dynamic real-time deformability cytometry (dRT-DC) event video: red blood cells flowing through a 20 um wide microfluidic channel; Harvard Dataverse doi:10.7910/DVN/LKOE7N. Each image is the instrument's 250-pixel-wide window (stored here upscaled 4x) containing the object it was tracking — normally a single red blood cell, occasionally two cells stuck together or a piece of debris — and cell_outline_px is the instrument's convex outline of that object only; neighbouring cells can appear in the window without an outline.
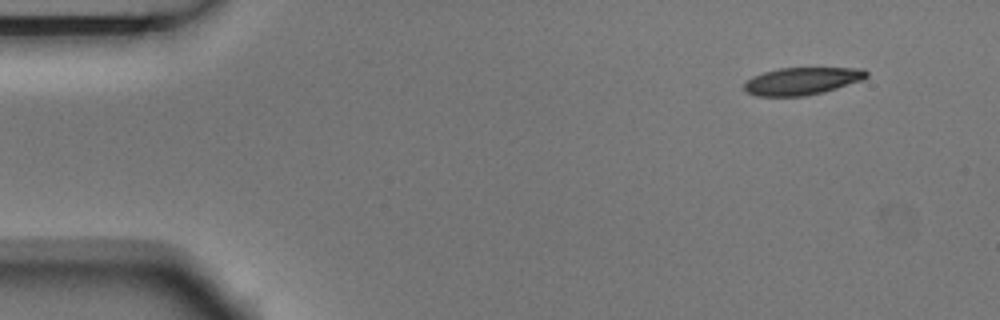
{"species": "Egyptian fruit bat (a non-hibernating species)", "species_latin": "Rousettus aegyptiacus", "temperature_condition": "room temperature", "stored_images_in_passage": 4, "camera_frame_rate_fps": 3000, "um_per_image_px": 0.085, "animal": {"sex": "male"}, "frame": {"image": 1, "passage_image": 1, "time_ms": 0.0, "image_size_px": [1000, 320], "cell_outline_px": [[868, 76], [864, 80], [824, 92], [804, 96], [756, 96], [744, 92], [744, 84], [752, 76], [764, 72], [780, 68], [864, 68], [868, 72]], "centroid_in_image_um": [68.19, 6.89], "position_along_channel_um": 16.8, "area_um2": 19.71}}
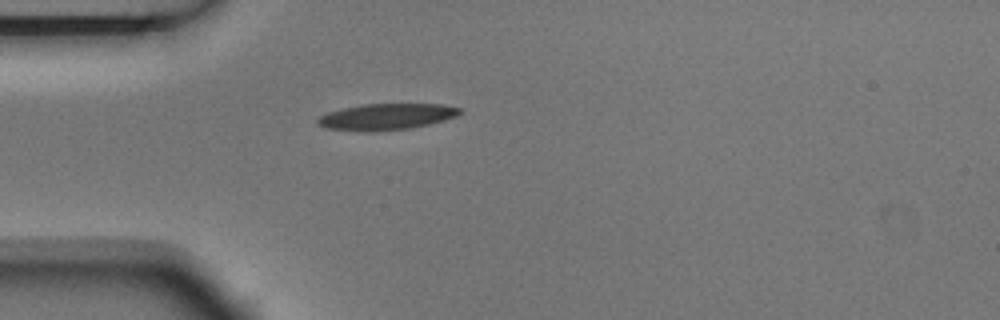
{"frame": {"image": 2, "passage_image": 4, "time_ms": 1.0, "image_size_px": [1000, 320], "cell_outline_px": [[464, 112], [456, 116], [444, 120], [428, 124], [408, 128], [328, 128], [320, 124], [316, 120], [320, 116], [328, 112], [344, 108], [364, 104], [440, 104], [460, 108]], "centroid_in_image_um": [32.96, 9.85], "position_along_channel_um": 52.0, "area_um2": 20.29}}